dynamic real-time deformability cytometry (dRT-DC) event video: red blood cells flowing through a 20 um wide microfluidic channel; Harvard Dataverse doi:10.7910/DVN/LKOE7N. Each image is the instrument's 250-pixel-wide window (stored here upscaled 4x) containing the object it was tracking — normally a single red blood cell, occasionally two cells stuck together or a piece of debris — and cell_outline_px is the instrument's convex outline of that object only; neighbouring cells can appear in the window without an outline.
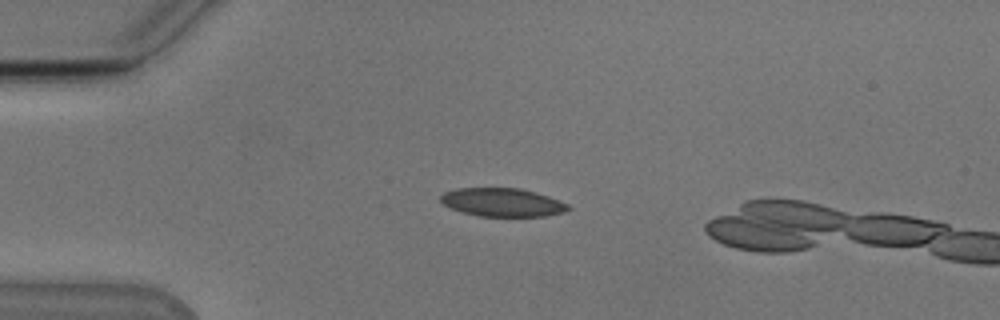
{"species": "Egyptian fruit bat (a non-hibernating species)", "species_latin": "Rousettus aegyptiacus", "temperature_condition": "cold", "stored_images_in_passage": 5, "camera_frame_rate_fps": 3000, "um_per_image_px": 0.085, "animal": {"sex": "male"}, "frame": {"image": 1, "passage_image": 1, "time_ms": 0.0, "image_size_px": [1000, 320], "cell_outline_px": [[572, 208], [564, 212], [544, 216], [480, 216], [464, 212], [452, 208], [444, 204], [440, 200], [440, 196], [444, 192], [456, 188], [520, 188], [536, 192], [548, 196], [568, 204]], "centroid_in_image_um": [42.72, 17.19], "position_along_channel_um": 42.3, "area_um2": 20.98}}